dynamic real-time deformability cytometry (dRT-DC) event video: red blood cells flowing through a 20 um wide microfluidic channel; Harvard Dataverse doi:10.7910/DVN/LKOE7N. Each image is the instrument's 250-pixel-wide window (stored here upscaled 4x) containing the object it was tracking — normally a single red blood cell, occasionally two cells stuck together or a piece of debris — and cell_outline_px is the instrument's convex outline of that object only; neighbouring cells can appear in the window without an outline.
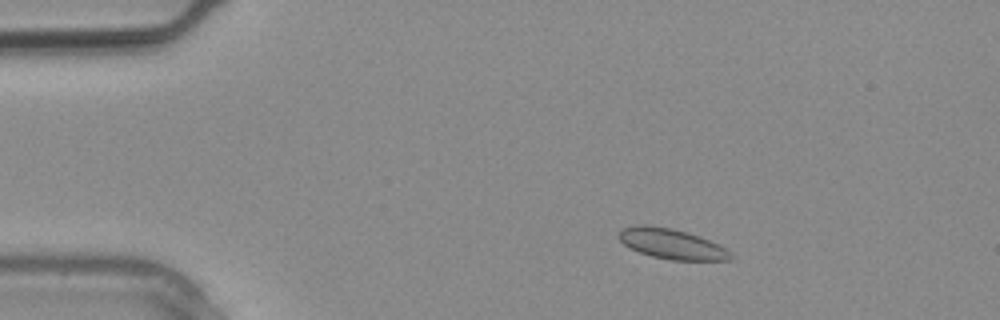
{"species": "common noctule bat (a hibernating species)", "species_latin": "Nyctalus noctula", "temperature_condition": "warm", "stored_images_in_passage": 2, "camera_frame_rate_fps": 3000, "um_per_image_px": 0.085, "animal": {"sex": "male", "body_mass_g": 20.4}, "frame": {"image": 1, "passage_image": 1, "time_ms": 0.0, "image_size_px": [1000, 320], "cell_outline_px": [[732, 256], [728, 260], [672, 260], [652, 256], [640, 252], [624, 244], [616, 236], [616, 232], [624, 228], [636, 224], [648, 224], [672, 228], [720, 244], [732, 252]], "centroid_in_image_um": [57.06, 20.71], "position_along_channel_um": 27.9, "area_um2": 19.65}}
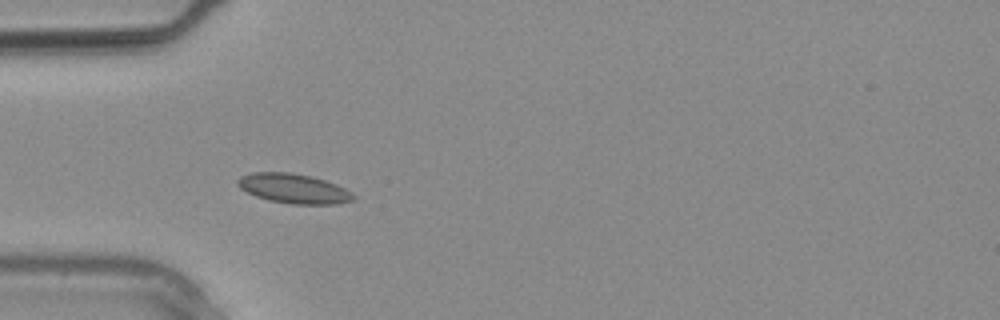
{"frame": {"image": 2, "passage_image": 2, "time_ms": 0.333, "image_size_px": [1000, 320], "cell_outline_px": [[356, 196], [352, 200], [336, 204], [292, 204], [268, 200], [256, 196], [240, 188], [236, 184], [236, 180], [240, 176], [252, 172], [288, 172], [312, 176], [336, 184], [352, 192]], "centroid_in_image_um": [24.94, 16.02], "position_along_channel_um": 60.1, "area_um2": 20.0}}